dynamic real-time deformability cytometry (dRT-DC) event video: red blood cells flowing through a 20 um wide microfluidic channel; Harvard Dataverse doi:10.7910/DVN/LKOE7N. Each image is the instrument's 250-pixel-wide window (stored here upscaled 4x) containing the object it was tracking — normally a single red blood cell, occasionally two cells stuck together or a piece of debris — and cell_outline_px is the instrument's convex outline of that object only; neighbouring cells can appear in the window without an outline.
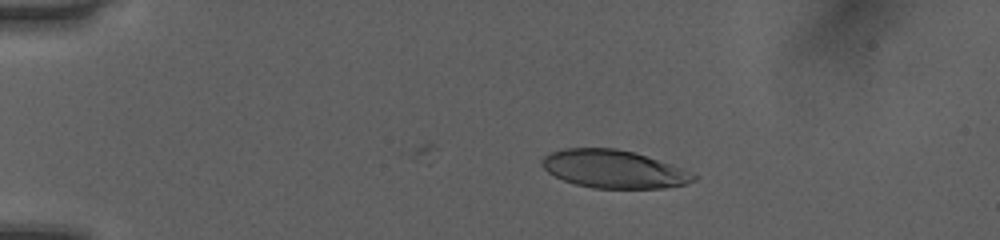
{"species": "human", "species_latin": "Homo sapiens", "temperature_condition": "room temperature", "stored_images_in_passage": 39, "camera_frame_rate_fps": 3000, "um_per_image_px": 0.085, "donor": {"sex": "female"}, "frame": {"image": 1, "passage_image": 2, "time_ms": 0.333, "image_size_px": [1000, 240], "cell_outline_px": [[696, 180], [688, 184], [664, 188], [592, 188], [576, 184], [564, 180], [548, 172], [540, 164], [540, 160], [544, 156], [552, 152], [564, 148], [616, 148], [636, 152], [680, 168], [696, 176]], "centroid_in_image_um": [52.14, 14.37], "position_along_channel_um": 32.9, "area_um2": 33.41}}
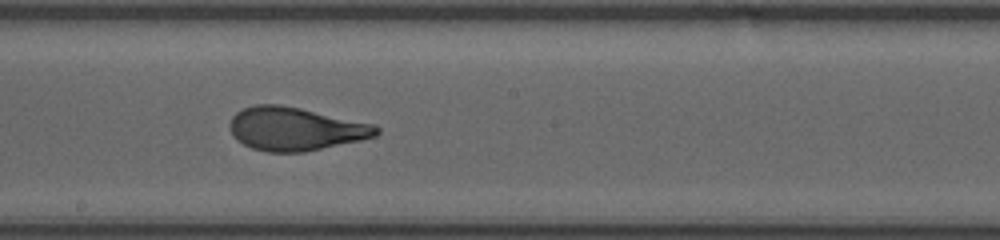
{"frame": {"image": 2, "passage_image": 21, "time_ms": 6.667, "image_size_px": [1000, 240], "cell_outline_px": [[380, 132], [376, 136], [360, 140], [304, 152], [268, 152], [252, 148], [236, 140], [232, 136], [228, 124], [232, 116], [236, 112], [244, 108], [256, 104], [280, 104], [300, 108], [376, 124], [380, 128]], "centroid_in_image_um": [25.09, 10.95], "position_along_channel_um": 223.1, "area_um2": 37.17}}
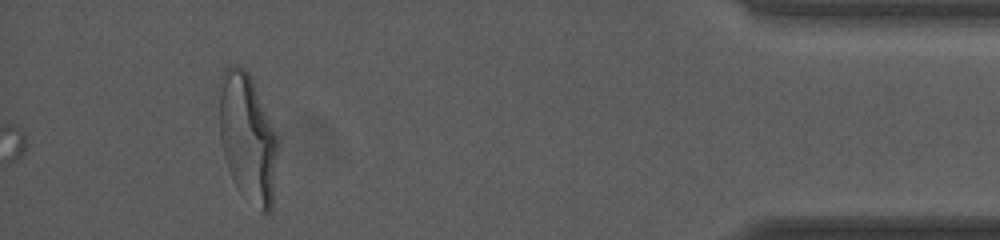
{"frame": {"image": 3, "passage_image": 39, "time_ms": 12.667, "image_size_px": [1000, 240], "cell_outline_px": [[280, 144], [272, 204], [268, 212], [260, 212], [236, 188], [228, 168], [224, 156], [220, 140], [220, 76], [228, 68], [244, 68], [248, 72], [252, 80], [276, 132]], "centroid_in_image_um": [21.08, 11.79], "position_along_channel_um": 414.1, "area_um2": 43.64}, "authors_computed_cell_mechanics": {"area_um2": 36.4718, "velocity_mm_per_s": 4.0732, "shape_relaxation_time_tau1_ms": 4.3464, "shape_relaxation_time_tau2_ms": 0.757, "deformation_change_tau1": 0.197, "deformation_change_tau2": 0.0744}}